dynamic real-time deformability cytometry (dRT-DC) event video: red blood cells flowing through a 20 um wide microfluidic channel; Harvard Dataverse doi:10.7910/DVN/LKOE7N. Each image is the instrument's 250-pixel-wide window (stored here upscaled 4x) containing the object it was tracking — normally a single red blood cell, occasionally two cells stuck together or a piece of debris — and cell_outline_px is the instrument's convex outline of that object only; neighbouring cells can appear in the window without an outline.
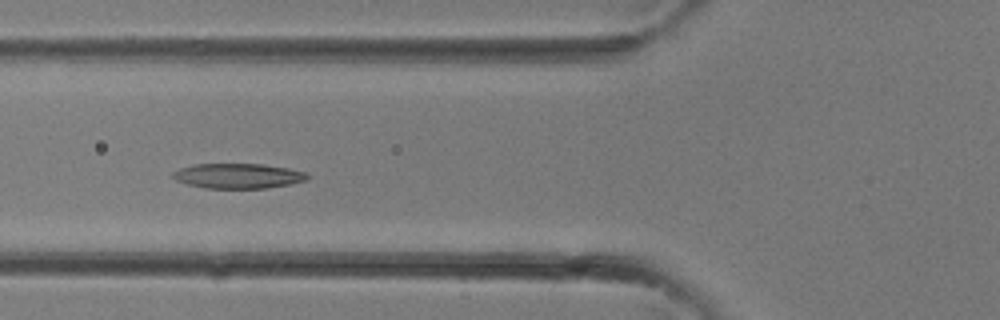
{"species": "common noctule bat (a hibernating species)", "species_latin": "Nyctalus noctula", "temperature_condition": "room temperature", "stored_images_in_passage": 33, "camera_frame_rate_fps": 3000, "um_per_image_px": 0.085, "animal": {"sex": "female"}, "frame": {"image": 1, "passage_image": 13, "time_ms": 4.0, "image_size_px": [1000, 320], "cell_outline_px": [[308, 180], [268, 188], [204, 188], [188, 184], [176, 180], [172, 176], [172, 172], [180, 168], [192, 164], [264, 164], [288, 168], [308, 172]], "centroid_in_image_um": [20.25, 14.94], "position_along_channel_um": 105.6, "area_um2": 19.65}}
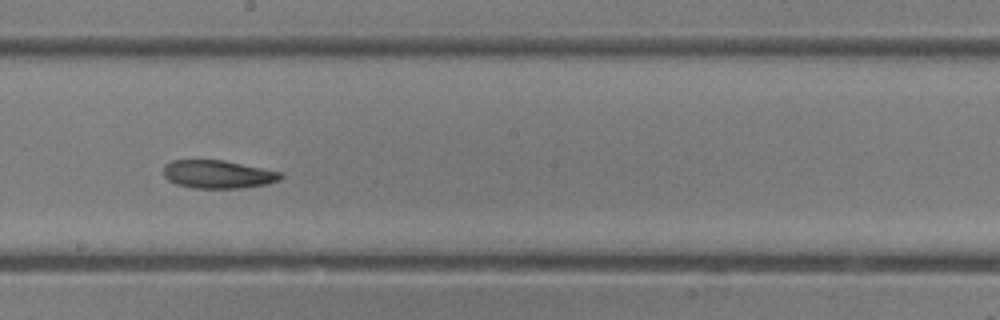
{"frame": {"image": 2, "passage_image": 19, "time_ms": 6.0, "image_size_px": [1000, 320], "cell_outline_px": [[284, 176], [280, 180], [268, 184], [244, 188], [192, 188], [176, 184], [168, 180], [164, 176], [164, 164], [172, 160], [224, 160], [280, 172]], "centroid_in_image_um": [18.52, 14.82], "position_along_channel_um": 229.7, "area_um2": 19.31}}
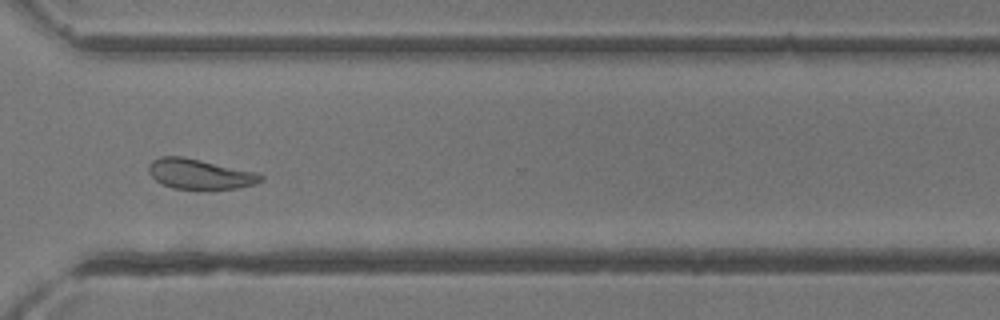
{"frame": {"image": 3, "passage_image": 25, "time_ms": 8.0, "image_size_px": [1000, 320], "cell_outline_px": [[264, 180], [256, 184], [236, 188], [172, 188], [156, 180], [148, 172], [148, 164], [152, 160], [160, 156], [184, 156], [260, 172], [264, 176]], "centroid_in_image_um": [17.03, 14.76], "position_along_channel_um": 353.6, "area_um2": 19.83}}